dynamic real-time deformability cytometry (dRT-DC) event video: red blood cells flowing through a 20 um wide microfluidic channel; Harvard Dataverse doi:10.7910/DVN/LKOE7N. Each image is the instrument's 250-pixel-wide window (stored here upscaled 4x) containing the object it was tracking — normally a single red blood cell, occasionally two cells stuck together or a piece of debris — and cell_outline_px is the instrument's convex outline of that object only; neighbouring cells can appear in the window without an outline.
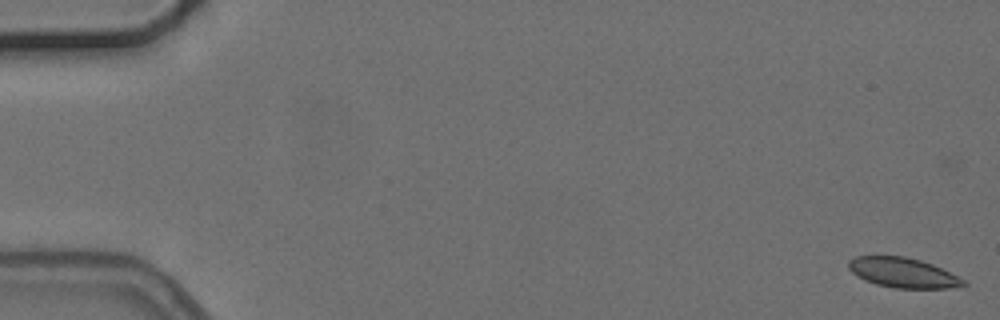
{"species": "common noctule bat (a hibernating species)", "species_latin": "Nyctalus noctula", "temperature_condition": "cold", "stored_images_in_passage": 5, "camera_frame_rate_fps": 3000, "um_per_image_px": 0.085, "animal": {"sex": "female", "body_mass_g": 24.6, "forearm_length_mm": 56.2}, "frame": {"image": 1, "passage_image": 1, "time_ms": 0.0, "image_size_px": [1000, 320], "cell_outline_px": [[968, 284], [948, 288], [896, 288], [876, 284], [864, 280], [856, 276], [848, 268], [848, 260], [856, 256], [904, 256], [920, 260], [932, 264], [964, 280]], "centroid_in_image_um": [76.69, 23.17], "position_along_channel_um": 8.3, "area_um2": 19.83}}
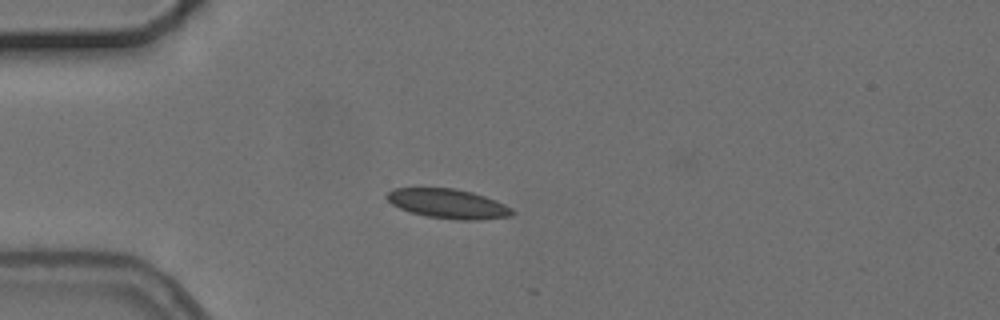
{"frame": {"image": 2, "passage_image": 5, "time_ms": 4.667, "image_size_px": [1000, 320], "cell_outline_px": [[516, 212], [512, 216], [480, 220], [456, 220], [428, 216], [412, 212], [400, 208], [392, 204], [384, 196], [392, 188], [456, 188], [472, 192], [496, 200], [512, 208]], "centroid_in_image_um": [38.11, 17.31], "position_along_channel_um": 46.9, "area_um2": 21.62}}